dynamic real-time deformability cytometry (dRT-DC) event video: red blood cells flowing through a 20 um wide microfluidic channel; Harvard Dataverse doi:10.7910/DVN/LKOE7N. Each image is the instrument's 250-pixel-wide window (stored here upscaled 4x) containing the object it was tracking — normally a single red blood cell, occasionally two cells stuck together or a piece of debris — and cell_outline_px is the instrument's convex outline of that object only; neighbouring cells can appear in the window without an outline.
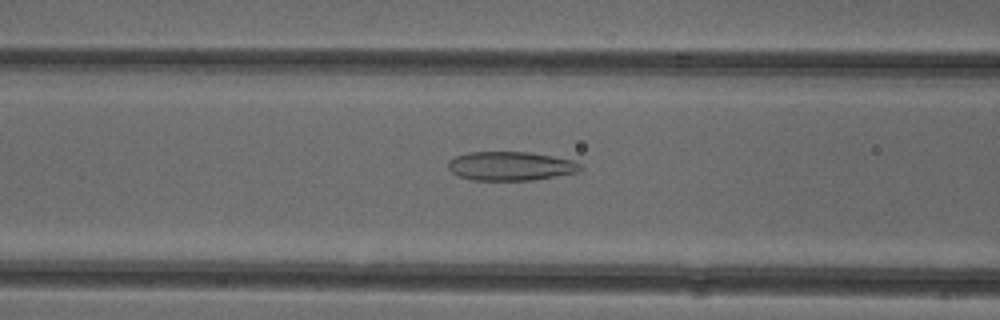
{"species": "common noctule bat (a hibernating species)", "species_latin": "Nyctalus noctula", "temperature_condition": "cold", "stored_images_in_passage": 46, "camera_frame_rate_fps": 3000, "um_per_image_px": 0.085, "animal": {"sex": "female"}, "frame": {"image": 1, "passage_image": 15, "time_ms": 4.667, "image_size_px": [1000, 320], "cell_outline_px": [[584, 168], [580, 172], [532, 180], [472, 180], [460, 176], [452, 172], [448, 168], [448, 160], [456, 156], [468, 152], [528, 152], [576, 160]], "centroid_in_image_um": [43.44, 14.11], "position_along_channel_um": 123.2, "area_um2": 22.43}}
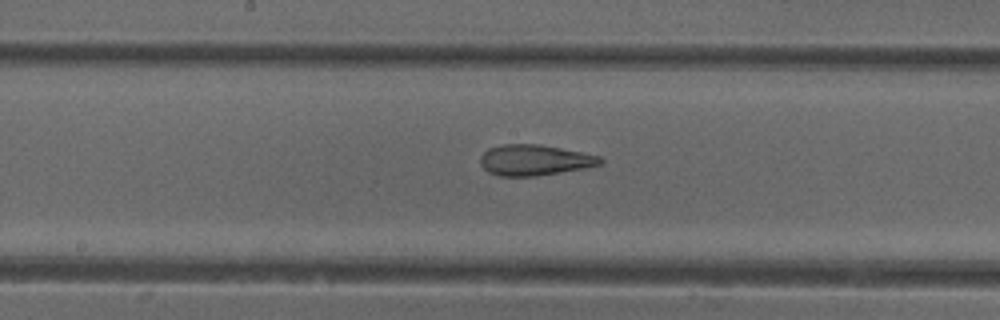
{"frame": {"image": 2, "passage_image": 21, "time_ms": 6.667, "image_size_px": [1000, 320], "cell_outline_px": [[604, 160], [600, 164], [584, 168], [536, 176], [500, 176], [488, 172], [480, 164], [480, 156], [488, 148], [504, 144], [540, 144], [600, 156]], "centroid_in_image_um": [45.4, 13.6], "position_along_channel_um": 202.8, "area_um2": 21.39}}
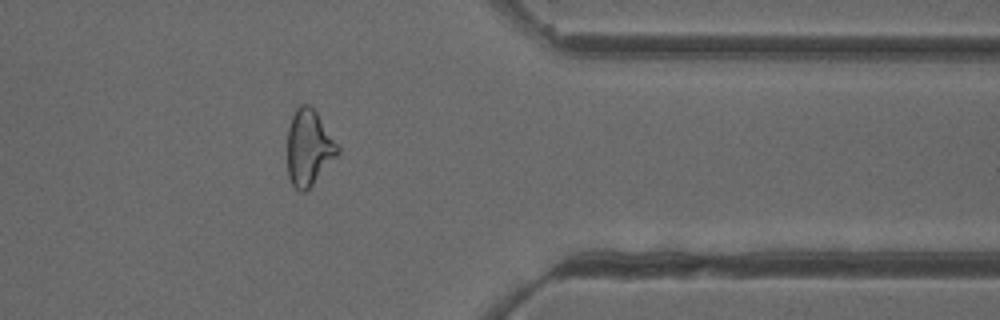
{"frame": {"image": 3, "passage_image": 36, "time_ms": 11.667, "image_size_px": [1000, 320], "cell_outline_px": [[340, 152], [312, 184], [304, 192], [300, 192], [292, 184], [288, 176], [288, 128], [292, 116], [296, 108], [300, 104], [308, 104], [316, 112], [340, 148]], "centroid_in_image_um": [26.24, 12.54], "position_along_channel_um": 385.2, "area_um2": 21.85}, "authors_computed_cell_mechanics": {"area_um2": 23.1489, "velocity_mm_per_s": 3.958, "shape_relaxation_time_tau1_ms": null, "shape_relaxation_time_tau2_ms": 2.2904, "deformation_change_tau1": null, "deformation_change_tau2": 0.1175}}